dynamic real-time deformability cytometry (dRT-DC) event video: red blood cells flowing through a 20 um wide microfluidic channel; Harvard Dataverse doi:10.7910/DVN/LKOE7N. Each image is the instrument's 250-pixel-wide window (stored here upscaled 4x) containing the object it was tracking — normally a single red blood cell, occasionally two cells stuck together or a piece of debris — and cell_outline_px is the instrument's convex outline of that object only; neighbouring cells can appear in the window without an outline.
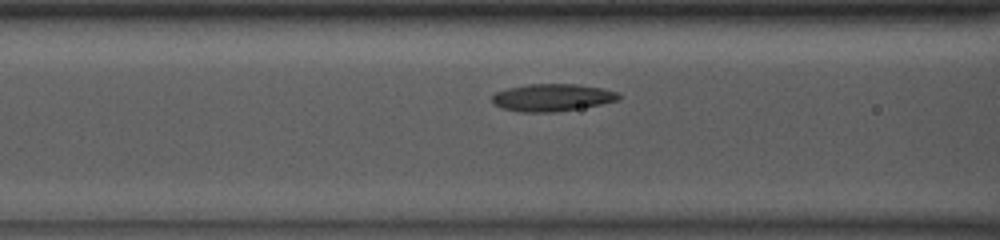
{"species": "common noctule bat (a hibernating species)", "species_latin": "Nyctalus noctula", "temperature_condition": "room temperature", "stored_images_in_passage": 32, "camera_frame_rate_fps": 3000, "um_per_image_px": 0.085, "animal": {"sex": "male", "body_mass_g": 13.0, "forearm_length_mm": 53.1}, "frame": {"image": 1, "passage_image": 7, "time_ms": 2.0, "image_size_px": [1000, 240], "cell_outline_px": [[620, 100], [600, 104], [556, 112], [520, 112], [504, 108], [492, 104], [492, 96], [496, 92], [508, 88], [528, 84], [576, 84], [600, 88], [620, 92]], "centroid_in_image_um": [46.93, 8.29], "position_along_channel_um": 119.7, "area_um2": 20.11}}
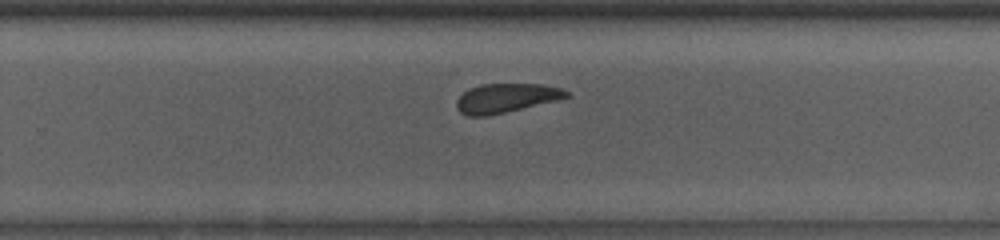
{"frame": {"image": 2, "passage_image": 20, "time_ms": 6.333, "image_size_px": [1000, 240], "cell_outline_px": [[572, 96], [556, 100], [488, 116], [468, 116], [460, 112], [456, 108], [456, 100], [468, 88], [480, 84], [544, 84], [560, 88], [568, 92]], "centroid_in_image_um": [42.98, 8.33], "position_along_channel_um": 286.8, "area_um2": 18.61}}
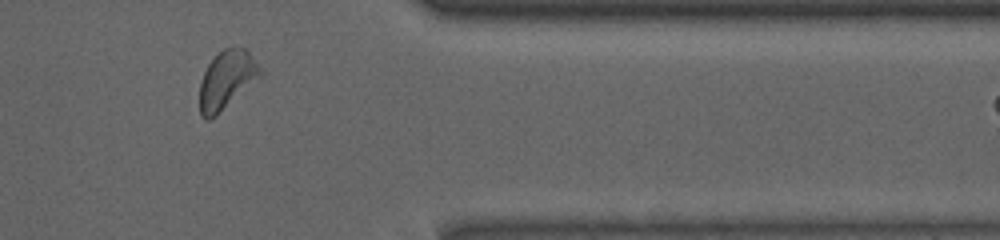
{"frame": {"image": 3, "passage_image": 29, "time_ms": 9.333, "image_size_px": [1000, 240], "cell_outline_px": [[264, 72], [260, 76], [216, 116], [208, 120], [204, 120], [200, 116], [200, 80], [208, 64], [224, 48], [244, 48], [248, 52]], "centroid_in_image_um": [19.24, 6.81], "position_along_channel_um": 392.2, "area_um2": 20.17}}